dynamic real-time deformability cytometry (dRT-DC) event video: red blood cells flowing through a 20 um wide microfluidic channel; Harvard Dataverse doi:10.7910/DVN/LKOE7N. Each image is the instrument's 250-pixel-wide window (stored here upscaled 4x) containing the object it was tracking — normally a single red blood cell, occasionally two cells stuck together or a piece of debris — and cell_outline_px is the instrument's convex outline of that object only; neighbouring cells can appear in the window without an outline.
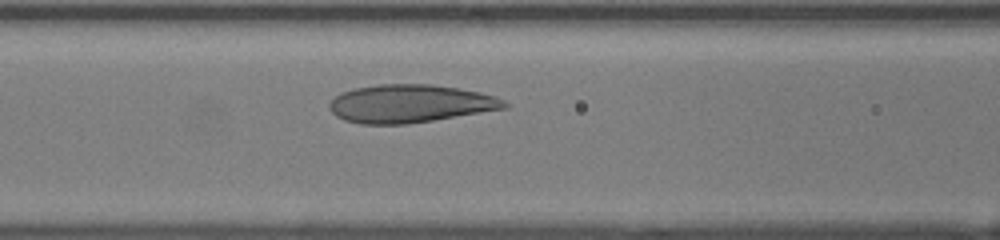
{"species": "human", "species_latin": "Homo sapiens", "temperature_condition": "room temperature", "stored_images_in_passage": 15, "camera_frame_rate_fps": 3000, "um_per_image_px": 0.085, "donor": {"sex": "female"}, "frame": {"image": 1, "passage_image": 11, "time_ms": 3.333, "image_size_px": [1000, 240], "cell_outline_px": [[508, 108], [408, 124], [360, 124], [344, 120], [336, 116], [328, 108], [328, 104], [340, 92], [356, 88], [380, 84], [432, 84], [480, 92], [504, 100], [508, 104]], "centroid_in_image_um": [34.83, 8.81], "position_along_channel_um": 131.8, "area_um2": 38.73}}
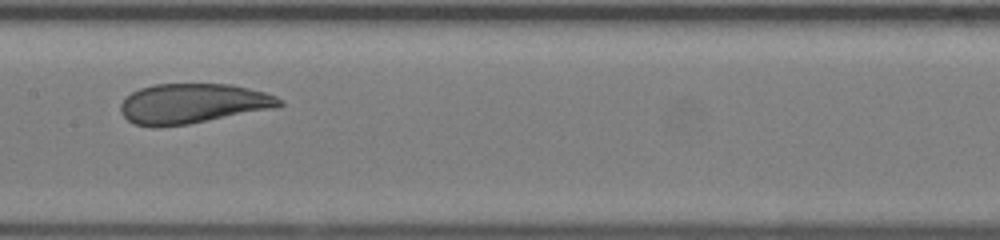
{"frame": {"image": 2, "passage_image": 15, "time_ms": 4.667, "image_size_px": [1000, 240], "cell_outline_px": [[284, 104], [280, 108], [188, 124], [156, 128], [152, 128], [132, 124], [120, 112], [120, 104], [132, 92], [140, 88], [152, 84], [232, 84], [264, 92], [276, 96], [284, 100]], "centroid_in_image_um": [16.41, 8.82], "position_along_channel_um": 191.0, "area_um2": 37.57}}